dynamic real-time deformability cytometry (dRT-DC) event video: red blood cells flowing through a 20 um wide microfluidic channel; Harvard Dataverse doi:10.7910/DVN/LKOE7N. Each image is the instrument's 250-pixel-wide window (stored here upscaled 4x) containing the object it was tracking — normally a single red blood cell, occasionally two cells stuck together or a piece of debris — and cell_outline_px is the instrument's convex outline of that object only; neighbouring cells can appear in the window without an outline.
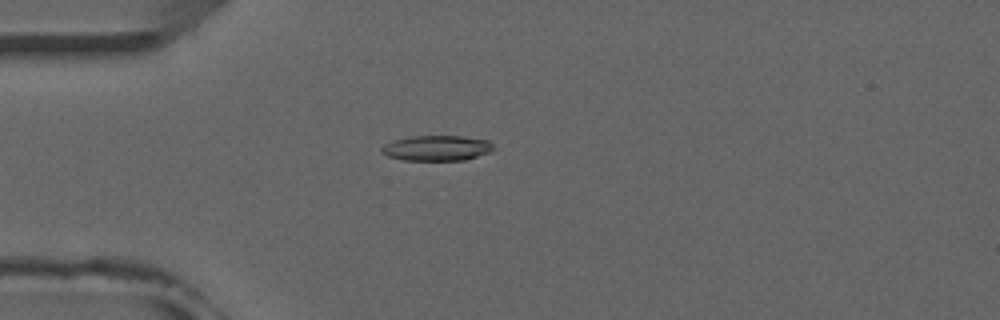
{"species": "common noctule bat (a hibernating species)", "species_latin": "Nyctalus noctula", "temperature_condition": "room temperature", "stored_images_in_passage": 50, "camera_frame_rate_fps": 3000, "um_per_image_px": 0.085, "animal": {"sex": "male", "forearm_length_mm": 52.5}, "frame": {"image": 1, "passage_image": 12, "time_ms": 3.667, "image_size_px": [1000, 320], "cell_outline_px": [[492, 148], [488, 152], [464, 160], [404, 160], [388, 156], [380, 152], [380, 148], [384, 144], [396, 140], [412, 136], [460, 136], [488, 140], [492, 144]], "centroid_in_image_um": [37.08, 12.58], "position_along_channel_um": 47.9, "area_um2": 16.24}}
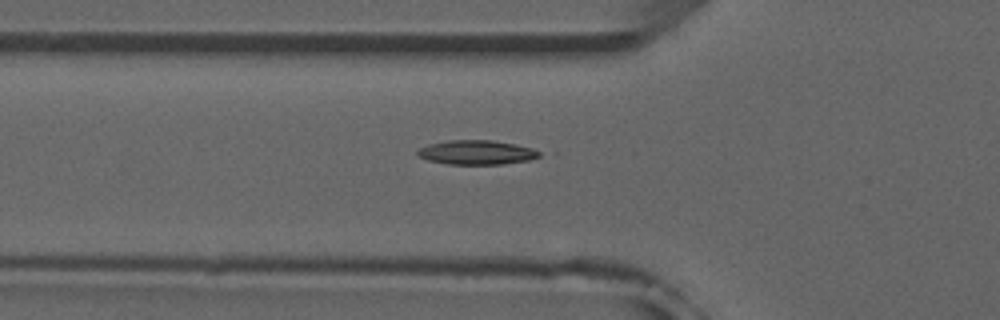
{"frame": {"image": 2, "passage_image": 16, "time_ms": 5.0, "image_size_px": [1000, 320], "cell_outline_px": [[540, 156], [528, 160], [504, 164], [448, 164], [428, 160], [420, 156], [416, 152], [420, 148], [428, 144], [448, 140], [492, 140], [516, 144], [532, 148], [540, 152]], "centroid_in_image_um": [40.52, 12.95], "position_along_channel_um": 85.3, "area_um2": 17.17}}
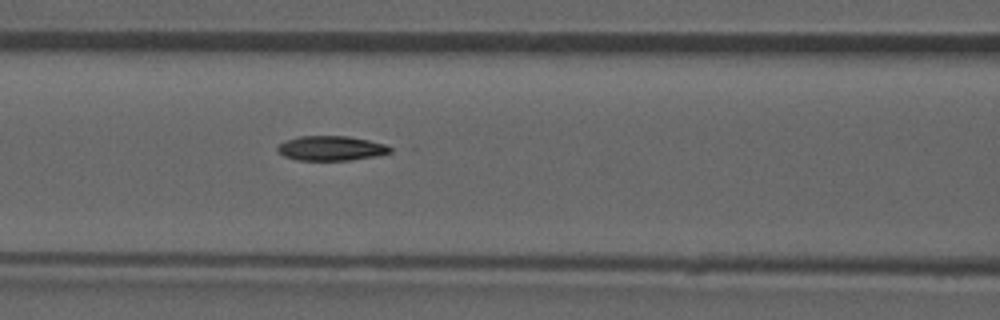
{"frame": {"image": 3, "passage_image": 20, "time_ms": 6.333, "image_size_px": [1000, 320], "cell_outline_px": [[392, 152], [376, 156], [352, 160], [296, 160], [284, 156], [276, 148], [280, 144], [288, 140], [300, 136], [348, 136], [368, 140], [384, 144], [392, 148]], "centroid_in_image_um": [28.17, 12.61], "position_along_channel_um": 138.4, "area_um2": 16.07}, "authors_computed_cell_mechanics": {"area_um2": 16.5597, "velocity_mm_per_s": 3.9509, "shape_relaxation_time_tau1_ms": 7.6864, "shape_relaxation_time_tau2_ms": null, "deformation_change_tau1": 0.1929, "deformation_change_tau2": null}}